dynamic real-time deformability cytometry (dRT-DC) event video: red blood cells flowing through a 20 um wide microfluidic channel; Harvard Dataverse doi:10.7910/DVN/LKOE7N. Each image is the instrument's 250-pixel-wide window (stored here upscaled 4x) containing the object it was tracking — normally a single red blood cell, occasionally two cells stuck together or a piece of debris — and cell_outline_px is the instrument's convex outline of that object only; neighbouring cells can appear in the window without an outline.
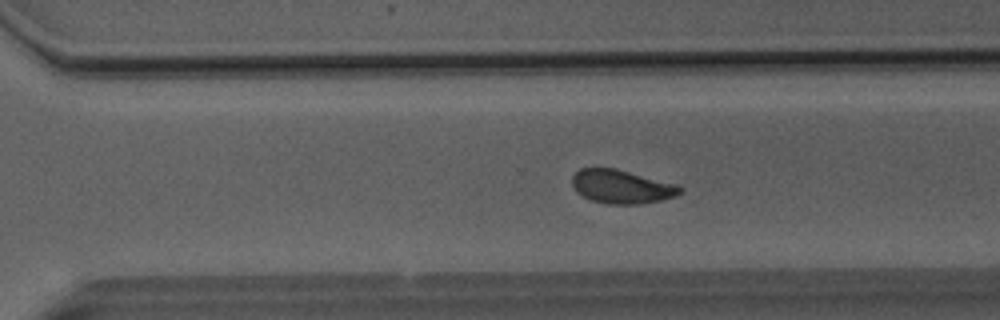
{"species": "Egyptian fruit bat (a non-hibernating species)", "species_latin": "Rousettus aegyptiacus", "temperature_condition": "room temperature", "stored_images_in_passage": 42, "camera_frame_rate_fps": 3000, "um_per_image_px": 0.085, "animal": {"sex": "male"}, "frame": {"image": 1, "passage_image": 26, "time_ms": 8.333, "image_size_px": [1000, 320], "cell_outline_px": [[684, 188], [676, 196], [660, 200], [640, 204], [608, 204], [592, 200], [576, 192], [572, 184], [572, 176], [580, 168], [616, 168], [676, 184]], "centroid_in_image_um": [52.83, 15.86], "position_along_channel_um": 317.8, "area_um2": 21.1}}
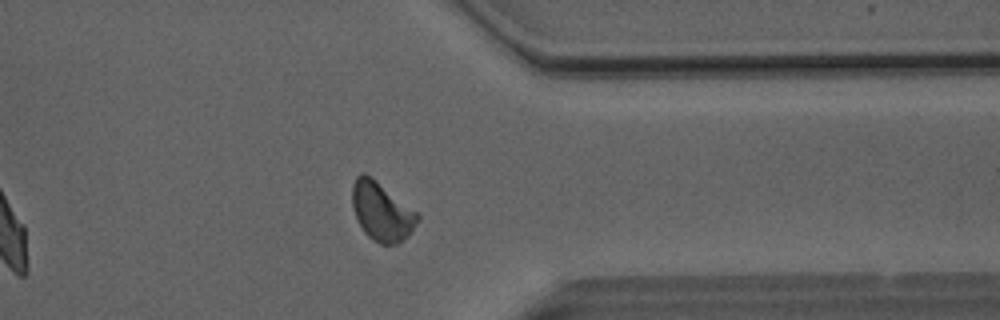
{"frame": {"image": 2, "passage_image": 31, "time_ms": 10.0, "image_size_px": [1000, 320], "cell_outline_px": [[420, 220], [408, 236], [396, 244], [380, 244], [372, 240], [364, 232], [356, 220], [352, 204], [352, 184], [356, 176], [360, 172], [364, 172], [372, 176], [416, 212], [420, 216]], "centroid_in_image_um": [32.41, 17.96], "position_along_channel_um": 379.0, "area_um2": 22.48}}
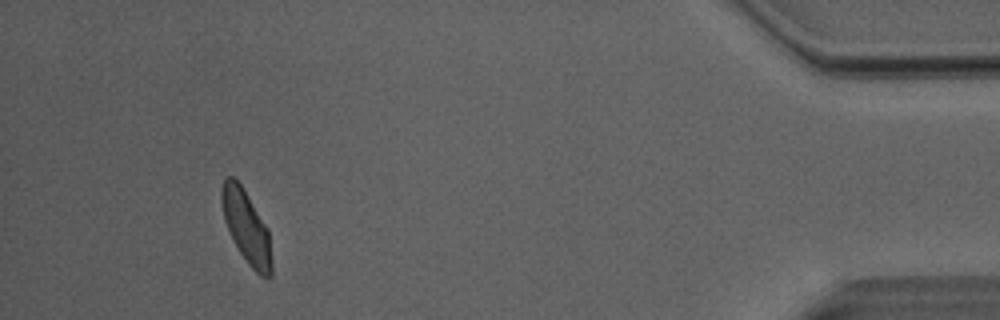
{"frame": {"image": 3, "passage_image": 38, "time_ms": 12.333, "image_size_px": [1000, 320], "cell_outline_px": [[272, 276], [260, 276], [248, 264], [240, 252], [228, 232], [224, 220], [220, 200], [220, 188], [224, 176], [232, 176], [240, 184], [268, 228], [272, 264]], "centroid_in_image_um": [20.91, 19.27], "position_along_channel_um": 414.3, "area_um2": 21.21}, "authors_computed_cell_mechanics": {"area_um2": 21.5883, "velocity_mm_per_s": 4.0323, "shape_relaxation_time_tau1_ms": 3.1718, "shape_relaxation_time_tau2_ms": 1.5929, "deformation_change_tau1": 0.1036, "deformation_change_tau2": 0.0752}}